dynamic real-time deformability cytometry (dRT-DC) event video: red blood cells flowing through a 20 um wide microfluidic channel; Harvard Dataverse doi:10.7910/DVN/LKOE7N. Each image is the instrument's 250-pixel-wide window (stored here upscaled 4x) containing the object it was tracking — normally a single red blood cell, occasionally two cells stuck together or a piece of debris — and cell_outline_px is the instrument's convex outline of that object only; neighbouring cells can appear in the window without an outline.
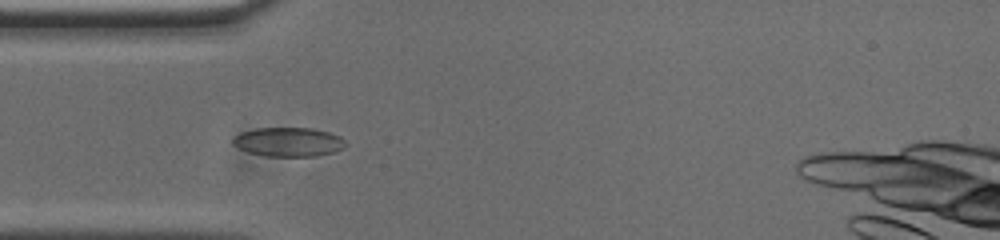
{"species": "common noctule bat (a hibernating species)", "species_latin": "Nyctalus noctula", "temperature_condition": "cold", "stored_images_in_passage": 42, "camera_frame_rate_fps": 3000, "um_per_image_px": 0.085, "animal": {"sex": "male", "body_mass_g": 20.0, "forearm_length_mm": 53.3}, "frame": {"image": 1, "passage_image": 6, "time_ms": 1.667, "image_size_px": [1000, 240], "cell_outline_px": [[348, 144], [344, 148], [332, 152], [316, 156], [264, 156], [248, 152], [232, 144], [232, 136], [240, 132], [256, 128], [312, 128], [328, 132], [340, 136]], "centroid_in_image_um": [24.5, 12.06], "position_along_channel_um": 60.5, "area_um2": 19.25}}
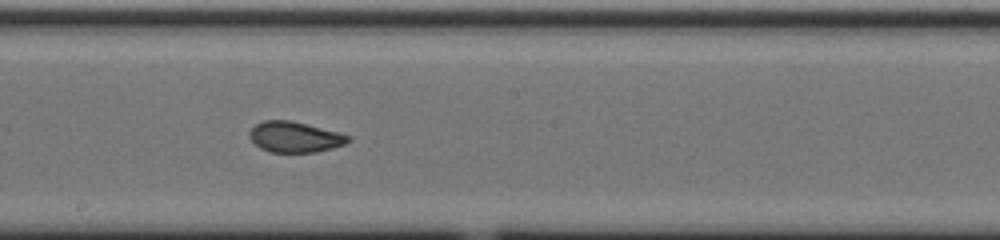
{"frame": {"image": 2, "passage_image": 19, "time_ms": 6.0, "image_size_px": [1000, 240], "cell_outline_px": [[352, 140], [344, 144], [332, 148], [316, 152], [268, 152], [260, 148], [248, 136], [248, 132], [256, 124], [264, 120], [288, 120], [352, 136]], "centroid_in_image_um": [25.04, 11.65], "position_along_channel_um": 223.2, "area_um2": 17.46}}
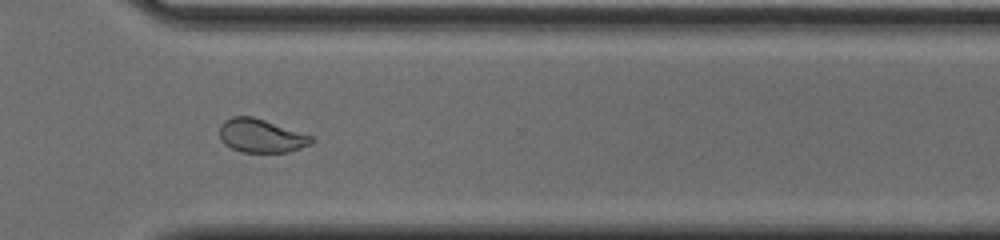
{"frame": {"image": 3, "passage_image": 29, "time_ms": 9.333, "image_size_px": [1000, 240], "cell_outline_px": [[312, 144], [288, 152], [240, 152], [224, 144], [220, 140], [220, 124], [224, 120], [232, 116], [252, 116], [312, 136]], "centroid_in_image_um": [22.15, 11.54], "position_along_channel_um": 348.5, "area_um2": 17.86}, "authors_computed_cell_mechanics": {"area_um2": 18.5538, "velocity_mm_per_s": 3.7581, "shape_relaxation_time_tau1_ms": null, "shape_relaxation_time_tau2_ms": 1.1887, "deformation_change_tau1": null, "deformation_change_tau2": 0.0539}}